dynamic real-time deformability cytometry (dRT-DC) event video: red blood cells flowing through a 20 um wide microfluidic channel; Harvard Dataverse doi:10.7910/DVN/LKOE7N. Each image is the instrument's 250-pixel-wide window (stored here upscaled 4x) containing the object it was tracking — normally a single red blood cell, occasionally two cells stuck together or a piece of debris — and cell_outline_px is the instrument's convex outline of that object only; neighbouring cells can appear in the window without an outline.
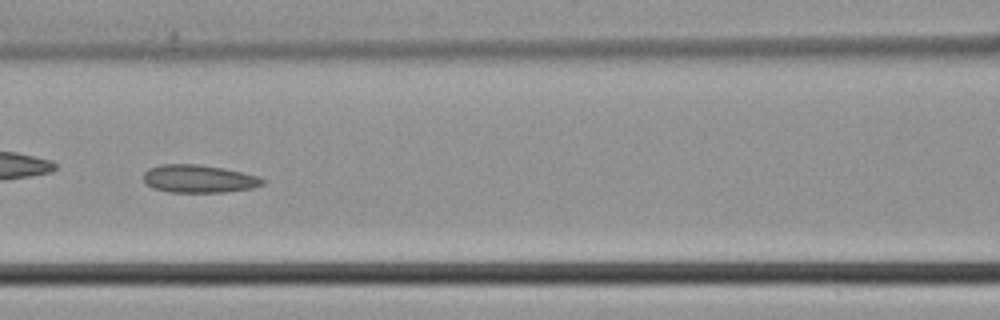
{"species": "common noctule bat (a hibernating species)", "species_latin": "Nyctalus noctula", "temperature_condition": "cold", "stored_images_in_passage": 45, "camera_frame_rate_fps": 3000, "um_per_image_px": 0.085, "animal": {"sex": "male", "body_mass_g": 21.5, "forearm_length_mm": 52.0}, "frame": {"image": 1, "passage_image": 20, "time_ms": 6.333, "image_size_px": [1000, 320], "cell_outline_px": [[264, 184], [252, 188], [224, 192], [168, 192], [152, 188], [144, 180], [144, 172], [148, 168], [160, 164], [196, 164], [224, 168], [260, 176], [264, 180]], "centroid_in_image_um": [16.9, 15.19], "position_along_channel_um": 149.7, "area_um2": 19.42}}